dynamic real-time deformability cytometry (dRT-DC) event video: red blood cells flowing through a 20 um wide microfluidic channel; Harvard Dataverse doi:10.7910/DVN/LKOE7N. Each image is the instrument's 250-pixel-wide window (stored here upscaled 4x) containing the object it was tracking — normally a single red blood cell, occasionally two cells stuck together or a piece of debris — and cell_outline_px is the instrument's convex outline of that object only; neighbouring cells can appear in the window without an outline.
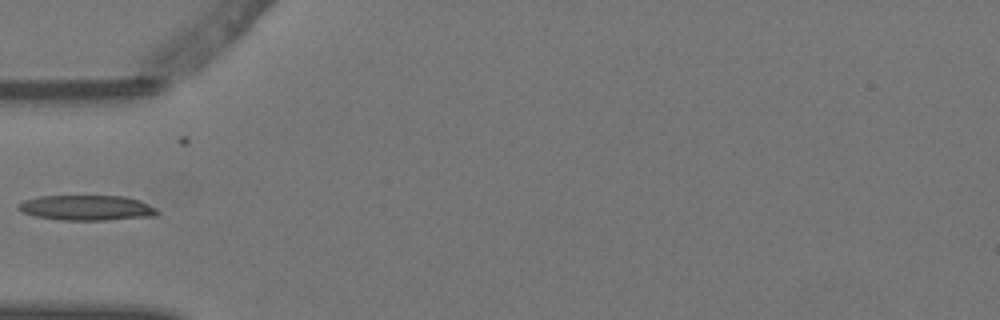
{"species": "Egyptian fruit bat (a non-hibernating species)", "species_latin": "Rousettus aegyptiacus", "temperature_condition": "warm", "stored_images_in_passage": 3, "camera_frame_rate_fps": 3000, "um_per_image_px": 0.085, "animal": {"sex": "female"}, "frame": {"image": 1, "passage_image": 3, "time_ms": 0.667, "image_size_px": [1000, 320], "cell_outline_px": [[160, 212], [156, 216], [108, 220], [56, 220], [36, 216], [20, 212], [16, 208], [16, 204], [24, 200], [40, 196], [124, 196], [140, 200], [156, 208]], "centroid_in_image_um": [7.35, 17.67], "position_along_channel_um": 77.6, "area_um2": 20.69}}